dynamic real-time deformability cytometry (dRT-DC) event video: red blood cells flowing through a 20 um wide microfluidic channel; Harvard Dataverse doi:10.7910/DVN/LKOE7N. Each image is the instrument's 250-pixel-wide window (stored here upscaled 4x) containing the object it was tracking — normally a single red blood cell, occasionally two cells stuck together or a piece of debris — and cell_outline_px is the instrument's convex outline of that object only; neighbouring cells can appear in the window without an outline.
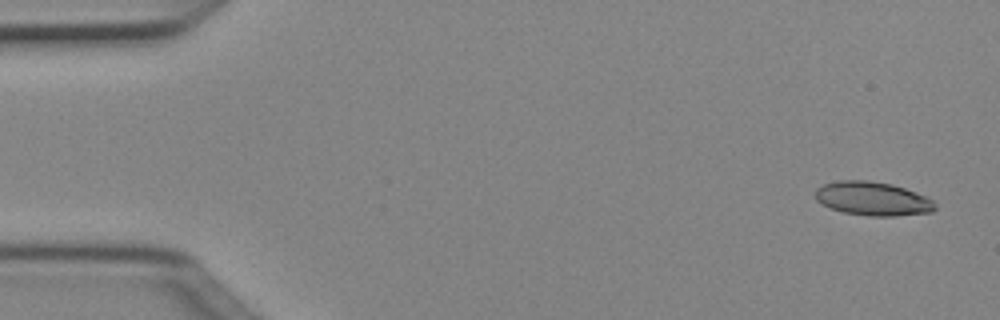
{"species": "Egyptian fruit bat (a non-hibernating species)", "species_latin": "Rousettus aegyptiacus", "temperature_condition": "cold", "stored_images_in_passage": 5, "camera_frame_rate_fps": 3000, "um_per_image_px": 0.085, "animal": {"sex": "female"}, "frame": {"image": 1, "passage_image": 1, "time_ms": 0.0, "image_size_px": [1000, 320], "cell_outline_px": [[936, 208], [932, 212], [896, 216], [868, 216], [844, 212], [832, 208], [816, 200], [816, 188], [824, 184], [840, 180], [868, 180], [892, 184], [916, 192], [932, 200], [936, 204]], "centroid_in_image_um": [74.2, 16.89], "position_along_channel_um": 10.8, "area_um2": 23.47}}
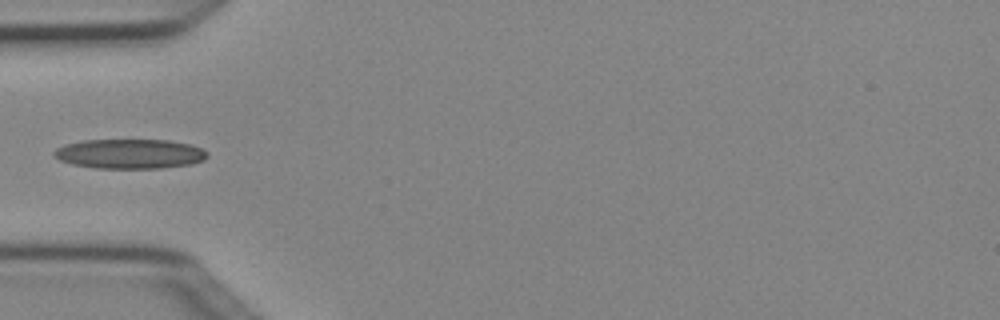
{"frame": {"image": 2, "passage_image": 4, "time_ms": 1.0, "image_size_px": [1000, 320], "cell_outline_px": [[208, 156], [204, 160], [192, 164], [160, 168], [96, 168], [72, 164], [60, 160], [52, 156], [52, 152], [56, 148], [64, 144], [84, 140], [168, 140], [188, 144], [200, 148], [208, 152]], "centroid_in_image_um": [11.0, 13.07], "position_along_channel_um": 74.0, "area_um2": 26.53}}
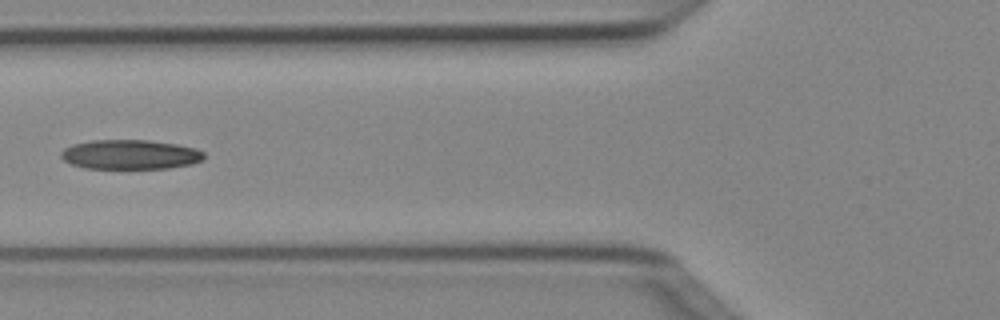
{"frame": {"image": 3, "passage_image": 5, "time_ms": 1.333, "image_size_px": [1000, 320], "cell_outline_px": [[204, 160], [192, 164], [168, 168], [84, 168], [72, 164], [64, 160], [60, 156], [60, 152], [64, 148], [72, 144], [92, 140], [148, 140], [176, 144], [196, 148], [204, 152]], "centroid_in_image_um": [11.07, 13.13], "position_along_channel_um": 114.7, "area_um2": 24.68}}